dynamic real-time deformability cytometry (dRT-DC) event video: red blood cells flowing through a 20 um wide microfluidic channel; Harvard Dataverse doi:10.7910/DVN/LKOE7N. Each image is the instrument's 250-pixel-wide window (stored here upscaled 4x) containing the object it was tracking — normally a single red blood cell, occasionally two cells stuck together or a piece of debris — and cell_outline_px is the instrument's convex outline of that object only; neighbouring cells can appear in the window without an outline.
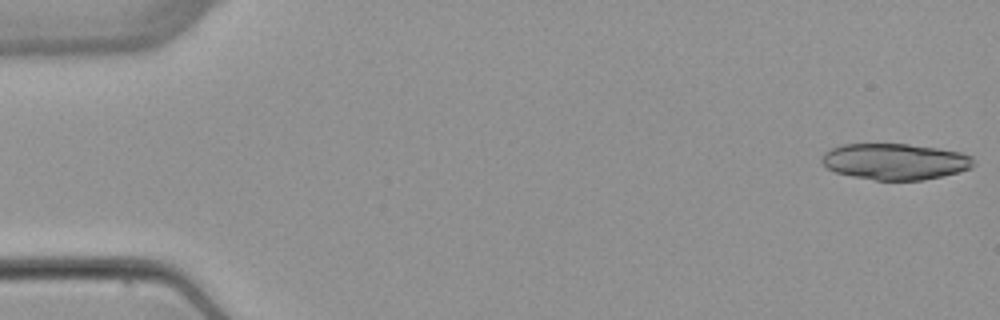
{"species": "common noctule bat (a hibernating species)", "species_latin": "Nyctalus noctula", "temperature_condition": "warm", "stored_images_in_passage": 3, "camera_frame_rate_fps": 3000, "um_per_image_px": 0.085, "animal": {"sex": "female", "body_mass_g": 22.7, "forearm_length_mm": 54.2}, "frame": {"image": 1, "passage_image": 1, "time_ms": 0.0, "image_size_px": [1000, 320], "cell_outline_px": [[976, 164], [972, 168], [960, 172], [924, 180], [876, 180], [852, 176], [836, 172], [828, 168], [820, 160], [820, 156], [824, 152], [840, 144], [908, 144], [936, 148], [960, 152], [972, 156], [976, 160]], "centroid_in_image_um": [76.11, 13.73], "position_along_channel_um": 8.9, "area_um2": 32.25}}